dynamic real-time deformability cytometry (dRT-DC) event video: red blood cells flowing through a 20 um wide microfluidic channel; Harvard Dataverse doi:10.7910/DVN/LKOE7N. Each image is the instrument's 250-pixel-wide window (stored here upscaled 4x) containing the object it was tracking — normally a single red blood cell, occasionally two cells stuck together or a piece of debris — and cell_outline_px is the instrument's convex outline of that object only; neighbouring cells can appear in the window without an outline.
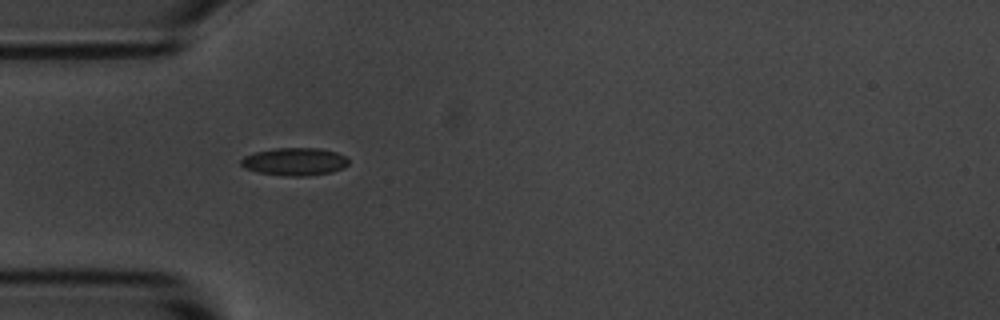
{"species": "common noctule bat (a hibernating species)", "species_latin": "Nyctalus noctula", "temperature_condition": "room temperature", "stored_images_in_passage": 4, "camera_frame_rate_fps": 3000, "um_per_image_px": 0.085, "animal": {"sex": "male", "body_mass_g": 20.1, "forearm_length_mm": 53.5}, "frame": {"image": 1, "passage_image": 1, "time_ms": 0.0, "image_size_px": [1000, 320], "cell_outline_px": [[348, 164], [344, 168], [332, 172], [308, 176], [288, 176], [260, 172], [244, 168], [240, 164], [240, 160], [244, 156], [256, 152], [276, 148], [320, 148], [336, 152], [344, 156], [348, 160]], "centroid_in_image_um": [25.06, 13.74], "position_along_channel_um": 59.9, "area_um2": 17.34}}
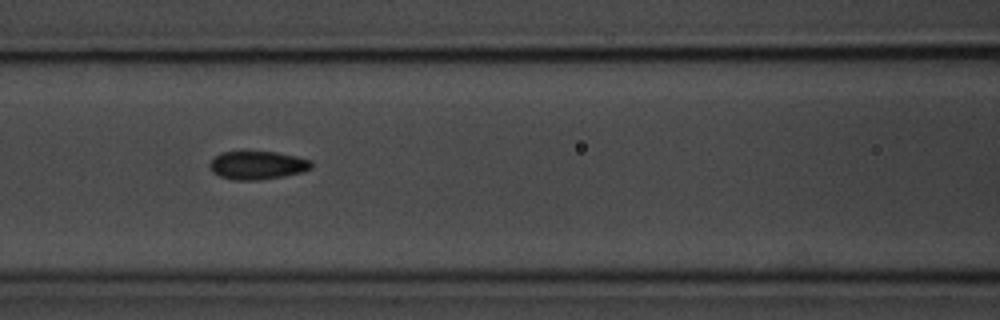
{"frame": {"image": 2, "passage_image": 3, "time_ms": 2.333, "image_size_px": [1000, 320], "cell_outline_px": [[312, 168], [304, 172], [284, 176], [256, 180], [232, 180], [220, 176], [212, 172], [208, 164], [220, 152], [240, 148], [244, 148], [276, 152], [296, 156], [312, 160]], "centroid_in_image_um": [21.85, 13.99], "position_along_channel_um": 144.8, "area_um2": 17.69}}
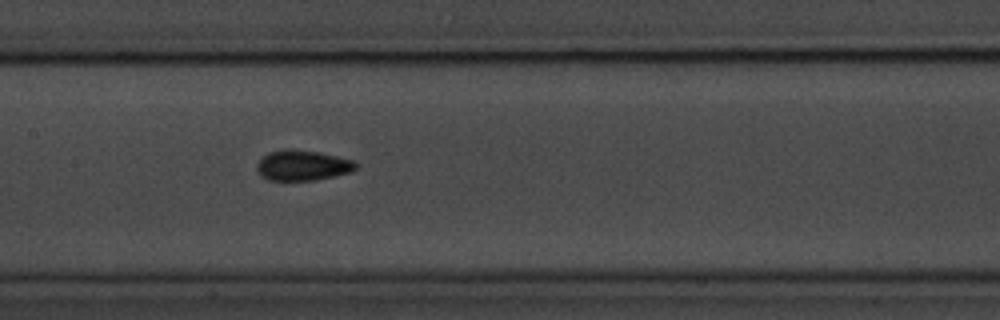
{"frame": {"image": 3, "passage_image": 4, "time_ms": 3.333, "image_size_px": [1000, 320], "cell_outline_px": [[356, 168], [352, 172], [316, 180], [268, 180], [260, 176], [256, 168], [256, 164], [268, 152], [316, 152], [336, 156], [352, 160], [356, 164]], "centroid_in_image_um": [25.72, 14.11], "position_along_channel_um": 181.7, "area_um2": 16.76}}